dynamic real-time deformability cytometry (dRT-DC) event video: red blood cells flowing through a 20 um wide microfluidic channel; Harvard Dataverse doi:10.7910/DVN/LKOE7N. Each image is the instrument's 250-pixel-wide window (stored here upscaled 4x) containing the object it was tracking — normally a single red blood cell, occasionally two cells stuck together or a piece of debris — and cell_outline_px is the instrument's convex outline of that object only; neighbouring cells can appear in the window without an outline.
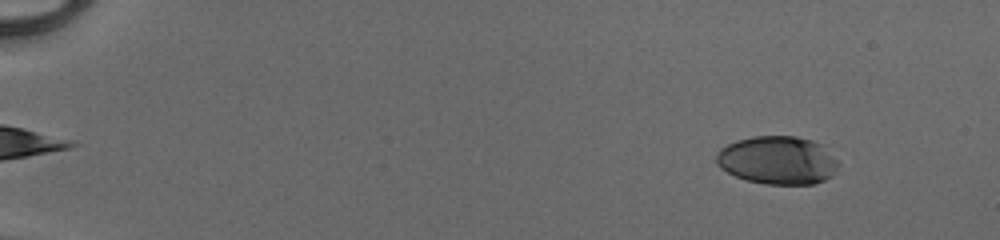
{"species": "human", "species_latin": "Homo sapiens", "temperature_condition": "cold", "stored_images_in_passage": 52, "camera_frame_rate_fps": 3000, "um_per_image_px": 0.085, "donor": {"sex": "male"}, "frame": {"image": 1, "passage_image": 6, "time_ms": 1.667, "image_size_px": [1000, 240], "cell_outline_px": [[840, 164], [832, 176], [824, 180], [812, 184], [764, 184], [744, 180], [720, 168], [716, 164], [716, 156], [720, 148], [736, 140], [752, 136], [796, 136], [812, 140], [820, 144], [840, 160]], "centroid_in_image_um": [66.11, 13.62], "position_along_channel_um": 18.9, "area_um2": 34.62}}
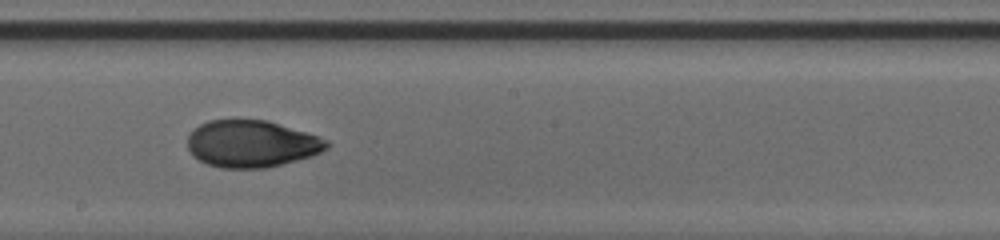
{"frame": {"image": 2, "passage_image": 32, "time_ms": 10.333, "image_size_px": [1000, 240], "cell_outline_px": [[328, 148], [312, 156], [264, 168], [220, 168], [208, 164], [200, 160], [188, 148], [188, 136], [200, 124], [208, 120], [232, 116], [268, 120], [328, 140]], "centroid_in_image_um": [21.35, 12.17], "position_along_channel_um": 226.9, "area_um2": 38.44}}
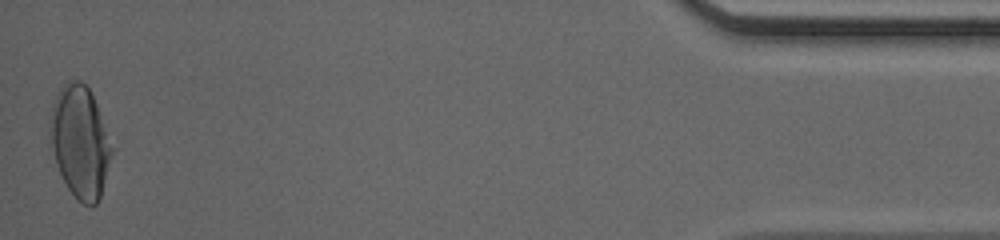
{"frame": {"image": 3, "passage_image": 52, "time_ms": 17.0, "image_size_px": [1000, 240], "cell_outline_px": [[112, 152], [100, 196], [96, 204], [84, 204], [68, 188], [60, 172], [52, 148], [48, 124], [52, 104], [60, 88], [68, 80], [80, 80], [88, 88], [96, 104], [112, 148]], "centroid_in_image_um": [6.77, 12.0], "position_along_channel_um": 428.4, "area_um2": 39.19}, "authors_computed_cell_mechanics": {"area_um2": 37.2521, "velocity_mm_per_s": 4.1448, "shape_relaxation_time_tau1_ms": 5.3751, "shape_relaxation_time_tau2_ms": 1.1596, "deformation_change_tau1": 0.2023, "deformation_change_tau2": 0.0461}}